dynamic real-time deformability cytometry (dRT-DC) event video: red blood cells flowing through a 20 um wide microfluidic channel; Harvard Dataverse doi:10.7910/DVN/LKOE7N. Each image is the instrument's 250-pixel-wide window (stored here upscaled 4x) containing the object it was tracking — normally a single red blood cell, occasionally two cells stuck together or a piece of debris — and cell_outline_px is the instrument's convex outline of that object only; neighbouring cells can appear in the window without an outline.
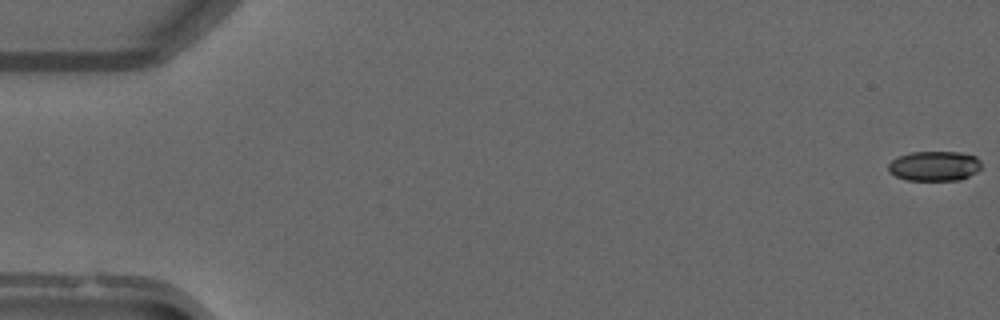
{"species": "common noctule bat (a hibernating species)", "species_latin": "Nyctalus noctula", "temperature_condition": "warm", "stored_images_in_passage": 5, "camera_frame_rate_fps": 3000, "um_per_image_px": 0.085, "animal": {"sex": "male", "forearm_length_mm": 52.5}, "frame": {"image": 1, "passage_image": 1, "time_ms": 0.0, "image_size_px": [1000, 320], "cell_outline_px": [[980, 168], [976, 172], [960, 180], [908, 180], [896, 176], [888, 172], [888, 164], [892, 160], [900, 156], [912, 152], [960, 152], [976, 156], [980, 160]], "centroid_in_image_um": [79.42, 14.11], "position_along_channel_um": 5.6, "area_um2": 16.13}}